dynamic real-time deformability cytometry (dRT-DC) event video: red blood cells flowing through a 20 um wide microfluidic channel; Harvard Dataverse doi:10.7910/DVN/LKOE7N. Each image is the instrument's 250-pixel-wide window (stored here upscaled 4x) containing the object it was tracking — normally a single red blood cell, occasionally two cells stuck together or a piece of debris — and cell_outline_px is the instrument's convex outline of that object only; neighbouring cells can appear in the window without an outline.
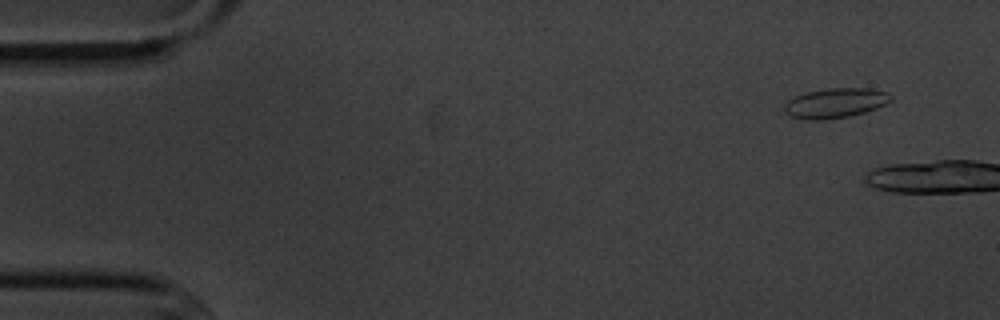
{"species": "common noctule bat (a hibernating species)", "species_latin": "Nyctalus noctula", "temperature_condition": "cold", "stored_images_in_passage": 2, "camera_frame_rate_fps": 3000, "um_per_image_px": 0.085, "animal": {"sex": "male", "body_mass_g": 20.1, "forearm_length_mm": 53.5}, "frame": {"image": 1, "passage_image": 1, "time_ms": 0.0, "image_size_px": [1000, 320], "cell_outline_px": [[892, 100], [876, 108], [864, 112], [848, 116], [824, 120], [804, 120], [792, 116], [784, 112], [784, 104], [788, 100], [804, 92], [828, 88], [868, 88], [888, 92], [892, 96]], "centroid_in_image_um": [70.98, 8.75], "position_along_channel_um": 14.0, "area_um2": 18.55}}